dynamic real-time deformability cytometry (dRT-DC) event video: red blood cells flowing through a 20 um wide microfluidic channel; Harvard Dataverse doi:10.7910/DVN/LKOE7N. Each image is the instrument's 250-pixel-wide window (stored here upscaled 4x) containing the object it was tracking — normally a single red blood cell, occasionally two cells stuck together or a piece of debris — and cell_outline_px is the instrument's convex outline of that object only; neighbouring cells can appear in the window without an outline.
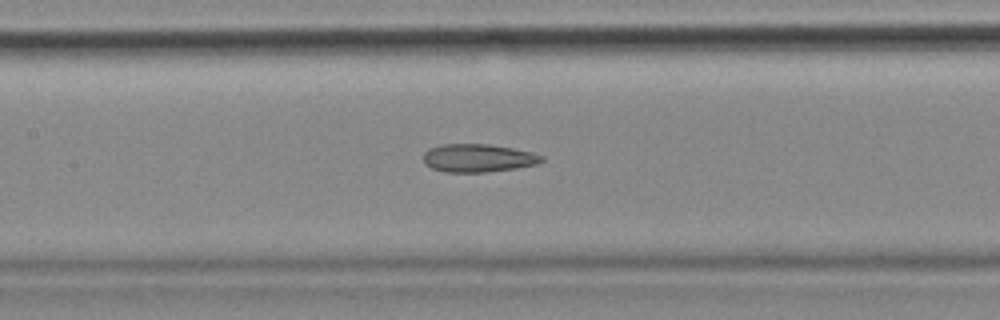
{"species": "common noctule bat (a hibernating species)", "species_latin": "Nyctalus noctula", "temperature_condition": "cold", "stored_images_in_passage": 29, "camera_frame_rate_fps": 3000, "um_per_image_px": 0.085, "animal": {"sex": "female", "body_mass_g": 18.4}, "frame": {"image": 1, "passage_image": 9, "time_ms": 2.667, "image_size_px": [1000, 320], "cell_outline_px": [[544, 160], [536, 164], [516, 168], [484, 172], [444, 172], [432, 168], [424, 164], [424, 152], [440, 144], [488, 144], [512, 148], [532, 152], [544, 156]], "centroid_in_image_um": [40.64, 13.43], "position_along_channel_um": 166.8, "area_um2": 19.31}}